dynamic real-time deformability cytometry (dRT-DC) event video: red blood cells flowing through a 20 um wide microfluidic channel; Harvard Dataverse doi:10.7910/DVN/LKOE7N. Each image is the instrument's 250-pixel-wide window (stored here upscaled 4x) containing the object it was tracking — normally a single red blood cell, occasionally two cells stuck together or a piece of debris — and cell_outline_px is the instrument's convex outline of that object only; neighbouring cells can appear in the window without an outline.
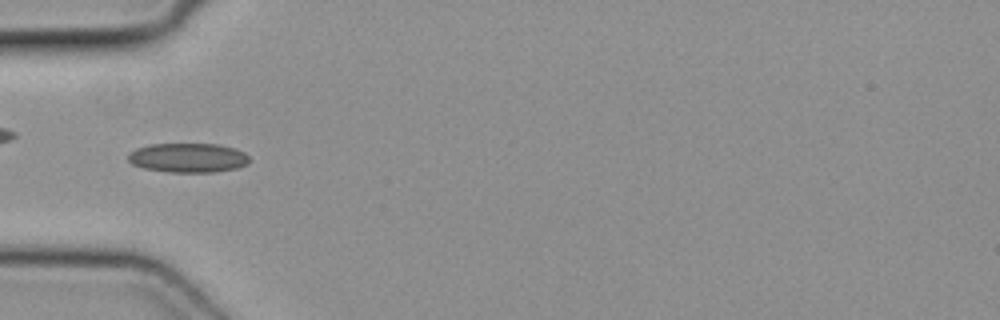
{"species": "common noctule bat (a hibernating species)", "species_latin": "Nyctalus noctula", "temperature_condition": "cold", "stored_images_in_passage": 49, "camera_frame_rate_fps": 3000, "um_per_image_px": 0.085, "animal": {"sex": "female", "body_mass_g": 19.3, "forearm_length_mm": 54.1}, "frame": {"image": 1, "passage_image": 16, "time_ms": 5.0, "image_size_px": [1000, 320], "cell_outline_px": [[248, 164], [236, 168], [216, 172], [168, 172], [144, 168], [132, 164], [128, 160], [128, 156], [136, 148], [152, 144], [216, 144], [236, 148], [244, 152], [248, 156]], "centroid_in_image_um": [16.0, 13.41], "position_along_channel_um": 69.0, "area_um2": 20.69}}
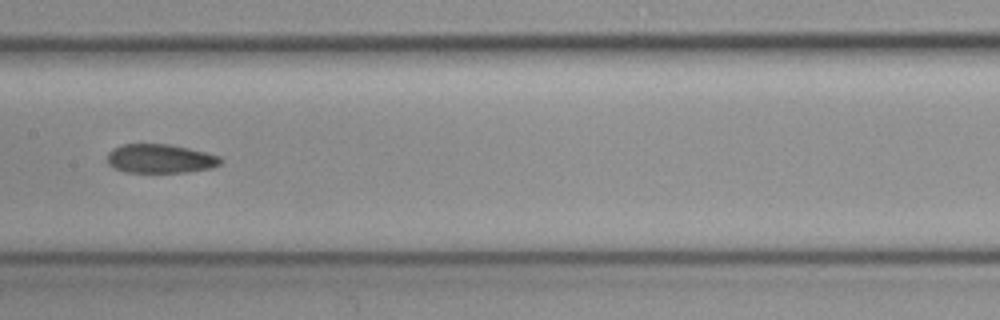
{"frame": {"image": 2, "passage_image": 25, "time_ms": 8.0, "image_size_px": [1000, 320], "cell_outline_px": [[224, 160], [220, 164], [212, 168], [188, 172], [128, 172], [112, 168], [108, 164], [108, 152], [112, 148], [124, 144], [168, 144], [188, 148], [220, 156]], "centroid_in_image_um": [13.62, 13.49], "position_along_channel_um": 193.8, "area_um2": 19.19}}
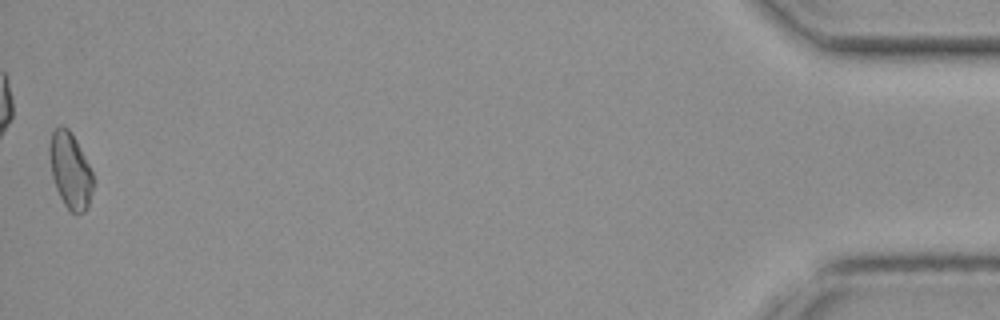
{"frame": {"image": 3, "passage_image": 49, "time_ms": 16.0, "image_size_px": [1000, 320], "cell_outline_px": [[92, 192], [88, 208], [84, 212], [68, 212], [56, 188], [52, 176], [48, 152], [48, 144], [52, 132], [60, 124], [68, 128], [76, 140], [92, 172]], "centroid_in_image_um": [5.94, 14.48], "position_along_channel_um": 429.3, "area_um2": 19.25}}